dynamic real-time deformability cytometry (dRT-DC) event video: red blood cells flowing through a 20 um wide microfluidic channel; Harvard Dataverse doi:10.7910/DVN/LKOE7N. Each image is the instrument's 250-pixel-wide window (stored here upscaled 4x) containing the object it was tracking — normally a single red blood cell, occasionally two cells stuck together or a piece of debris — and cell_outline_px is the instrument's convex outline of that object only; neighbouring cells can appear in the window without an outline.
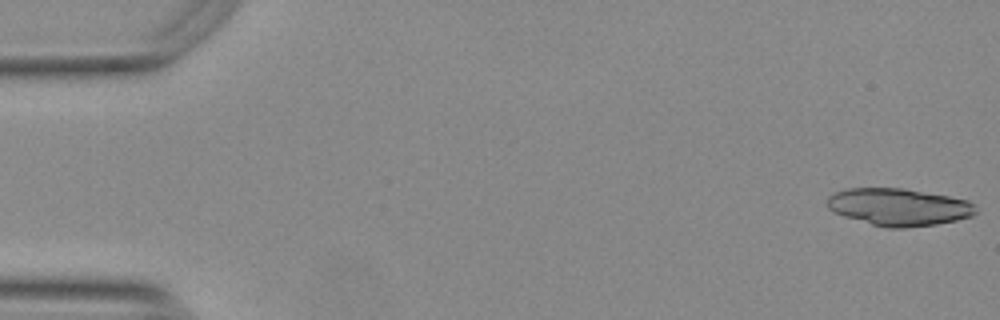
{"species": "Egyptian fruit bat (a non-hibernating species)", "species_latin": "Rousettus aegyptiacus", "temperature_condition": "warm", "stored_images_in_passage": 23, "camera_frame_rate_fps": 3000, "um_per_image_px": 0.085, "animal": {"sex": "female"}, "frame": {"image": 1, "passage_image": 1, "time_ms": 0.0, "image_size_px": [1000, 320], "cell_outline_px": [[976, 212], [972, 216], [956, 220], [936, 224], [904, 228], [888, 228], [872, 224], [844, 216], [832, 212], [828, 208], [828, 196], [836, 192], [848, 188], [904, 188], [948, 196], [968, 200], [976, 204]], "centroid_in_image_um": [76.41, 17.59], "position_along_channel_um": 8.6, "area_um2": 32.25}}